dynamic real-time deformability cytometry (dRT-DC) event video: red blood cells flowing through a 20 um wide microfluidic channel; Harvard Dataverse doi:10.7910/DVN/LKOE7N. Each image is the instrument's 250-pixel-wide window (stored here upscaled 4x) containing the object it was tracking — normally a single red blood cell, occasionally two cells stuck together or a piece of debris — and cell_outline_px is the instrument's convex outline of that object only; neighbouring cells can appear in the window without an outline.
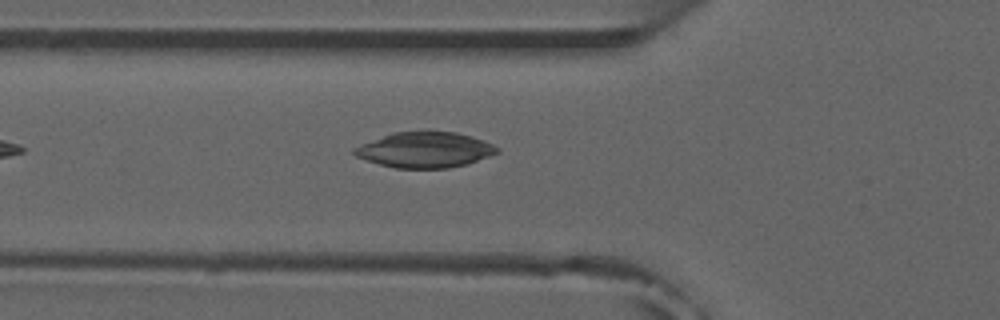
{"species": "common noctule bat (a hibernating species)", "species_latin": "Nyctalus noctula", "temperature_condition": "room temperature", "stored_images_in_passage": 4, "camera_frame_rate_fps": 3000, "um_per_image_px": 0.085, "animal": {"sex": "male", "forearm_length_mm": 52.5}, "frame": {"image": 1, "passage_image": 4, "time_ms": 3.333, "image_size_px": [1000, 320], "cell_outline_px": [[500, 152], [468, 164], [448, 168], [396, 168], [380, 164], [356, 156], [352, 152], [352, 148], [360, 144], [392, 132], [456, 132], [472, 136], [492, 144], [500, 148]], "centroid_in_image_um": [36.13, 12.74], "position_along_channel_um": 89.7, "area_um2": 29.48}}